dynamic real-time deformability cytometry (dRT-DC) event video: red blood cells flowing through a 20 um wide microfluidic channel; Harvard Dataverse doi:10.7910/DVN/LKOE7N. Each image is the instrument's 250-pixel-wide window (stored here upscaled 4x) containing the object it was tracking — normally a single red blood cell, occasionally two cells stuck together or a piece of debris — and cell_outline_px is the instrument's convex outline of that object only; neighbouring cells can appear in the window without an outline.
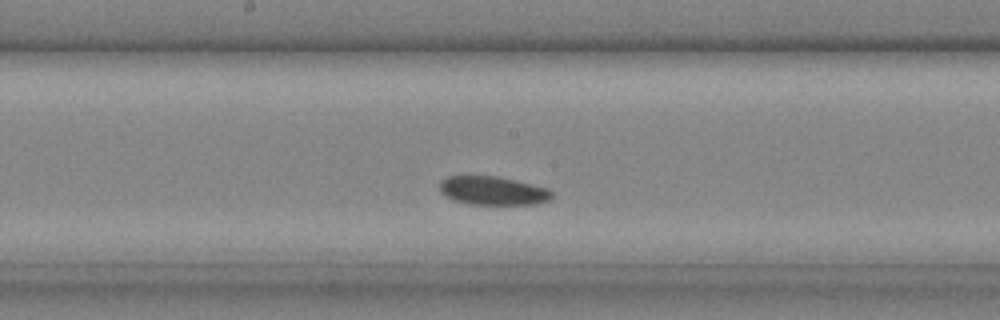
{"species": "common noctule bat (a hibernating species)", "species_latin": "Nyctalus noctula", "temperature_condition": "cold", "stored_images_in_passage": 27, "camera_frame_rate_fps": 3000, "um_per_image_px": 0.085, "animal": {"sex": "male", "body_mass_g": 20.4}, "frame": {"image": 1, "passage_image": 12, "time_ms": 3.667, "image_size_px": [1000, 320], "cell_outline_px": [[552, 196], [548, 200], [536, 204], [468, 204], [452, 200], [444, 196], [440, 192], [440, 180], [448, 176], [500, 176], [548, 188], [552, 192]], "centroid_in_image_um": [41.86, 16.2], "position_along_channel_um": 206.3, "area_um2": 18.84}}